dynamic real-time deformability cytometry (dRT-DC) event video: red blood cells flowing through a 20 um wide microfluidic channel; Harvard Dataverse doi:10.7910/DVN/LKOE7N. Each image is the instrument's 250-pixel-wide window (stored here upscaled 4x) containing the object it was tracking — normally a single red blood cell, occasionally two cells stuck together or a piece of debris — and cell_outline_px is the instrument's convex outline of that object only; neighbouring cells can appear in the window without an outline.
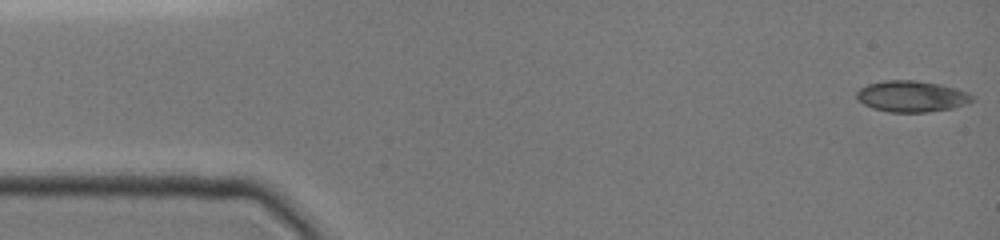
{"species": "common noctule bat (a hibernating species)", "species_latin": "Nyctalus noctula", "temperature_condition": "cold", "stored_images_in_passage": 39, "camera_frame_rate_fps": 3000, "um_per_image_px": 0.085, "animal": {"sex": "female", "body_mass_g": 19.0, "forearm_length_mm": 51.5}, "frame": {"image": 1, "passage_image": 1, "time_ms": 0.0, "image_size_px": [1000, 240], "cell_outline_px": [[972, 100], [952, 108], [924, 112], [892, 112], [872, 108], [864, 104], [856, 96], [856, 92], [860, 88], [868, 84], [888, 80], [912, 80], [936, 84], [952, 88], [964, 92], [972, 96]], "centroid_in_image_um": [77.4, 8.19], "position_along_channel_um": 7.6, "area_um2": 20.29}}
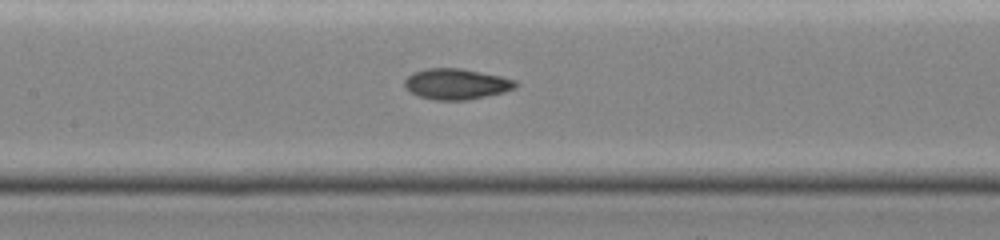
{"frame": {"image": 2, "passage_image": 17, "time_ms": 5.333, "image_size_px": [1000, 240], "cell_outline_px": [[516, 88], [504, 92], [468, 100], [436, 100], [420, 96], [412, 92], [404, 84], [404, 80], [408, 76], [416, 72], [428, 68], [460, 68], [500, 76], [516, 80]], "centroid_in_image_um": [38.82, 7.14], "position_along_channel_um": 168.6, "area_um2": 19.59}}
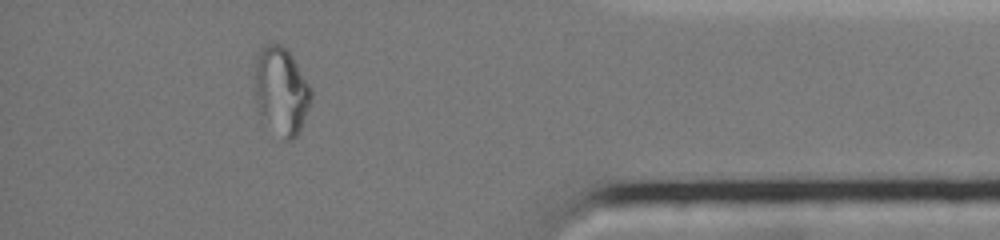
{"frame": {"image": 3, "passage_image": 34, "time_ms": 11.0, "image_size_px": [1000, 240], "cell_outline_px": [[312, 96], [300, 132], [292, 140], [284, 140], [260, 116], [256, 104], [256, 64], [260, 48], [272, 40], [280, 44], [292, 56], [308, 84], [312, 92]], "centroid_in_image_um": [23.9, 7.73], "position_along_channel_um": 411.3, "area_um2": 28.38}, "authors_computed_cell_mechanics": {"area_um2": 19.8254, "velocity_mm_per_s": 4.9975, "shape_relaxation_time_tau1_ms": null, "shape_relaxation_time_tau2_ms": 1.1323, "deformation_change_tau1": null, "deformation_change_tau2": 0.0612}}